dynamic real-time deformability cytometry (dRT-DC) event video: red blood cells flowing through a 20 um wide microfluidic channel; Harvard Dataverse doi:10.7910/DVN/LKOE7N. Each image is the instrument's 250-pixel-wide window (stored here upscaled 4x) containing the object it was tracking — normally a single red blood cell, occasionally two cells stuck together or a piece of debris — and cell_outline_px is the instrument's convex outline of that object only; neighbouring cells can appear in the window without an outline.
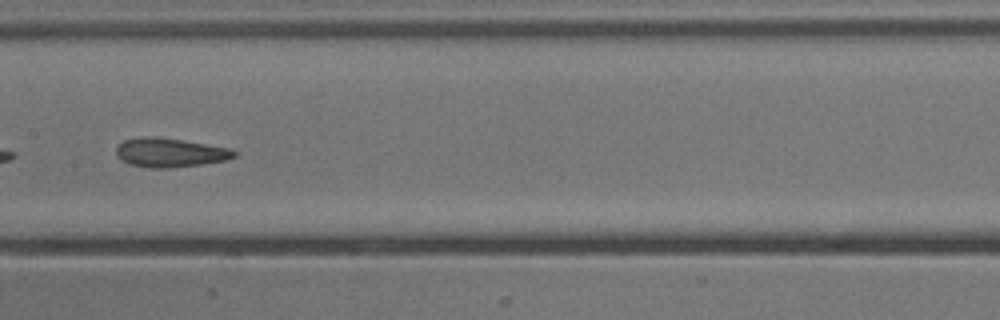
{"species": "common noctule bat (a hibernating species)", "species_latin": "Nyctalus noctula", "temperature_condition": "cold", "stored_images_in_passage": 45, "camera_frame_rate_fps": 3000, "um_per_image_px": 0.085, "animal": {"sex": "male", "body_mass_g": 13.3}, "frame": {"image": 1, "passage_image": 20, "time_ms": 6.333, "image_size_px": [1000, 320], "cell_outline_px": [[236, 156], [228, 160], [200, 164], [168, 168], [152, 168], [128, 164], [116, 156], [116, 148], [124, 140], [140, 136], [156, 136], [228, 148], [236, 152]], "centroid_in_image_um": [14.4, 12.97], "position_along_channel_um": 193.0, "area_um2": 19.83}}
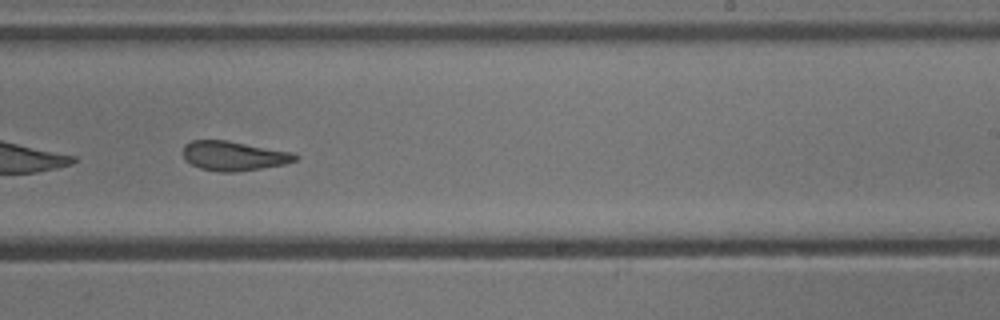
{"frame": {"image": 2, "passage_image": 26, "time_ms": 8.333, "image_size_px": [1000, 320], "cell_outline_px": [[300, 156], [296, 160], [284, 164], [260, 168], [232, 172], [216, 172], [200, 168], [184, 160], [184, 144], [192, 140], [228, 140], [292, 152]], "centroid_in_image_um": [19.86, 13.24], "position_along_channel_um": 269.1, "area_um2": 19.25}, "authors_computed_cell_mechanics": {"area_um2": 20.6924, "velocity_mm_per_s": 3.8422, "shape_relaxation_time_tau1_ms": null, "shape_relaxation_time_tau2_ms": 1.9185, "deformation_change_tau1": null, "deformation_change_tau2": 0.1019}}